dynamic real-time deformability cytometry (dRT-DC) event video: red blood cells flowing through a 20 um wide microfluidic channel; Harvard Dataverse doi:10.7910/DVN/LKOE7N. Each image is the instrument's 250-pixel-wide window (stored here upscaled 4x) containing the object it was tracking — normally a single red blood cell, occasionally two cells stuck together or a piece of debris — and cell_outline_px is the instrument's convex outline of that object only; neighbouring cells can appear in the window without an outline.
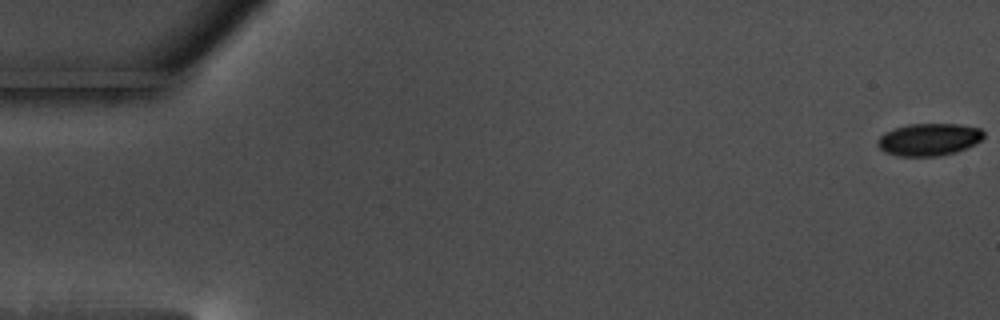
{"species": "common noctule bat (a hibernating species)", "species_latin": "Nyctalus noctula", "temperature_condition": "warm", "stored_images_in_passage": 59, "camera_frame_rate_fps": 3000, "um_per_image_px": 0.085, "animal": {"sex": "male", "body_mass_g": 17.5, "forearm_length_mm": 52.3}, "frame": {"image": 1, "passage_image": 1, "time_ms": 0.0, "image_size_px": [1000, 320], "cell_outline_px": [[984, 136], [976, 144], [956, 152], [940, 156], [900, 156], [884, 152], [876, 144], [876, 140], [880, 136], [896, 128], [908, 124], [960, 124], [980, 128], [984, 132]], "centroid_in_image_um": [78.98, 11.86], "position_along_channel_um": 6.0, "area_um2": 20.0}}
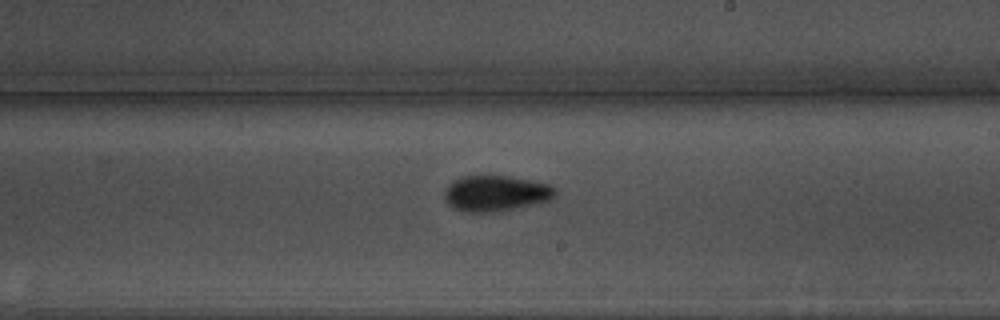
{"frame": {"image": 2, "passage_image": 35, "time_ms": 11.333, "image_size_px": [1000, 320], "cell_outline_px": [[556, 196], [548, 200], [532, 204], [492, 212], [460, 212], [452, 208], [444, 200], [444, 188], [456, 180], [464, 176], [508, 176], [532, 180], [552, 184], [556, 188]], "centroid_in_image_um": [42.12, 16.43], "position_along_channel_um": 246.9, "area_um2": 23.12}}
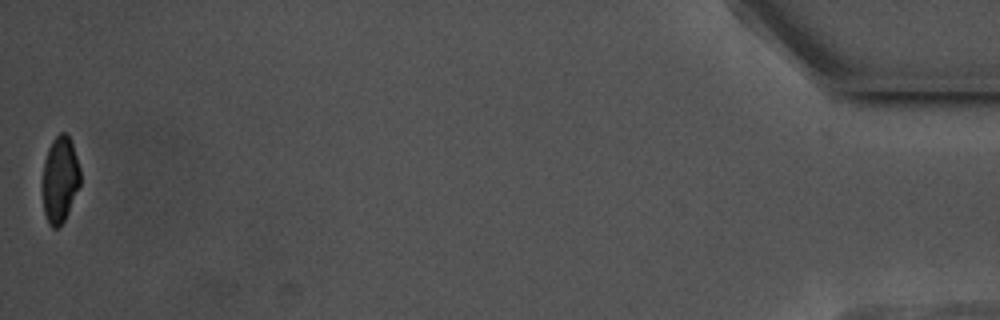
{"frame": {"image": 3, "passage_image": 59, "time_ms": 19.333, "image_size_px": [1000, 320], "cell_outline_px": [[80, 184], [68, 212], [64, 220], [56, 228], [52, 228], [48, 224], [44, 212], [44, 160], [48, 148], [52, 140], [60, 132], [64, 132], [68, 136], [72, 144], [80, 168]], "centroid_in_image_um": [5.11, 15.24], "position_along_channel_um": 430.1, "area_um2": 18.55}, "authors_computed_cell_mechanics": {"area_um2": 21.386, "velocity_mm_per_s": 3.514, "shape_relaxation_time_tau1_ms": 4.1562, "shape_relaxation_time_tau2_ms": 2.9302, "deformation_change_tau1": 0.1202, "deformation_change_tau2": 0.0774}}